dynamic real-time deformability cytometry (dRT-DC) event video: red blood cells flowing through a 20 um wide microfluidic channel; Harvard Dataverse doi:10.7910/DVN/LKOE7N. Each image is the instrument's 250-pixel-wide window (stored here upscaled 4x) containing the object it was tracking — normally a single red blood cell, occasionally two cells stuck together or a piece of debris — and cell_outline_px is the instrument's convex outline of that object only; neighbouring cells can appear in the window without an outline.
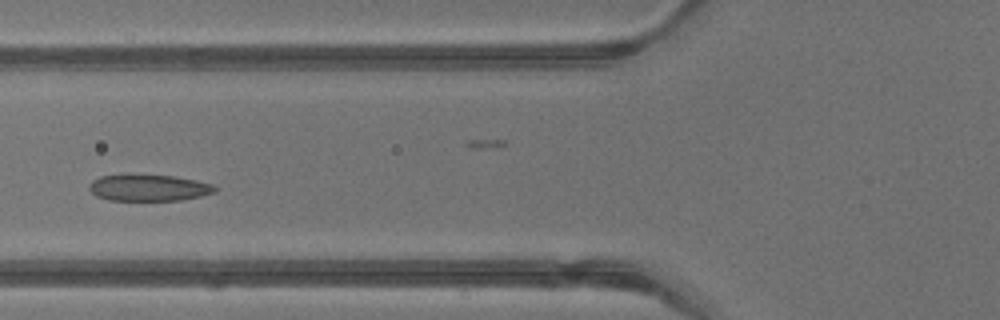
{"species": "common noctule bat (a hibernating species)", "species_latin": "Nyctalus noctula", "temperature_condition": "warm", "stored_images_in_passage": 32, "camera_frame_rate_fps": 3000, "um_per_image_px": 0.085, "animal": {"sex": "male", "body_mass_g": 13.3}, "frame": {"image": 1, "passage_image": 14, "time_ms": 4.333, "image_size_px": [1000, 320], "cell_outline_px": [[216, 192], [200, 196], [180, 200], [108, 200], [96, 196], [88, 188], [88, 184], [92, 180], [100, 176], [176, 176], [196, 180], [212, 184], [216, 188]], "centroid_in_image_um": [12.64, 15.98], "position_along_channel_um": 113.2, "area_um2": 19.02}}
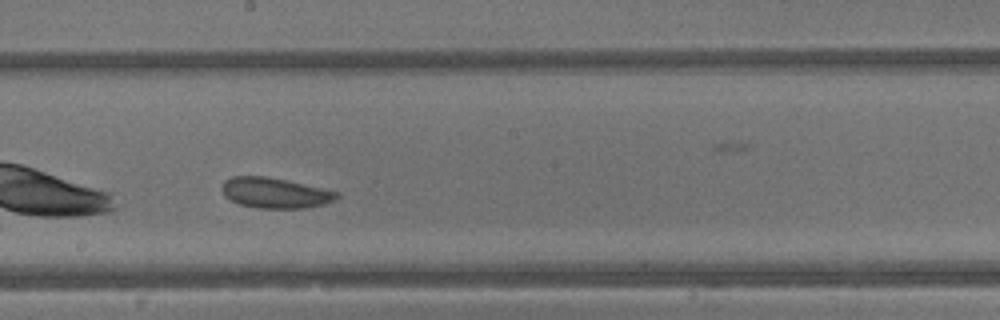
{"frame": {"image": 2, "passage_image": 21, "time_ms": 6.667, "image_size_px": [1000, 320], "cell_outline_px": [[340, 196], [324, 204], [304, 208], [256, 208], [240, 204], [224, 196], [224, 180], [232, 176], [264, 176], [284, 180], [340, 192]], "centroid_in_image_um": [23.38, 16.4], "position_along_channel_um": 224.8, "area_um2": 20.0}}
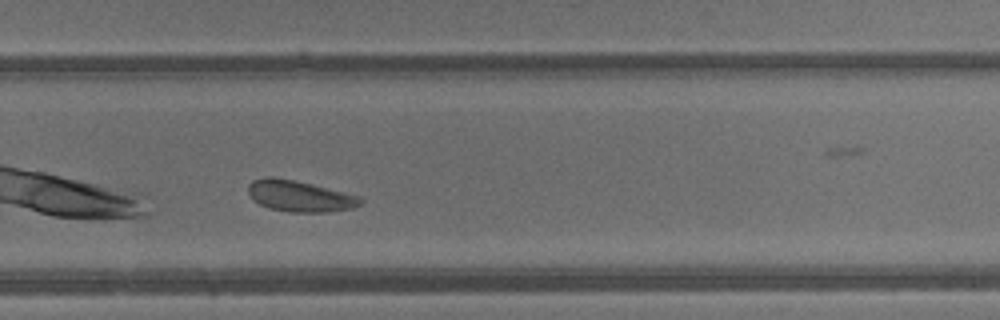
{"frame": {"image": 3, "passage_image": 26, "time_ms": 8.333, "image_size_px": [1000, 320], "cell_outline_px": [[364, 200], [360, 204], [352, 208], [328, 212], [288, 212], [268, 208], [252, 200], [248, 192], [248, 184], [252, 180], [264, 176], [272, 176], [292, 180], [344, 192], [360, 196]], "centroid_in_image_um": [25.43, 16.67], "position_along_channel_um": 304.4, "area_um2": 20.4}, "authors_computed_cell_mechanics": {"area_um2": 20.2878, "velocity_mm_per_s": 4.7912, "shape_relaxation_time_tau1_ms": 3.2761, "shape_relaxation_time_tau2_ms": 3.2069, "deformation_change_tau1": 0.0849, "deformation_change_tau2": 0.0807}}